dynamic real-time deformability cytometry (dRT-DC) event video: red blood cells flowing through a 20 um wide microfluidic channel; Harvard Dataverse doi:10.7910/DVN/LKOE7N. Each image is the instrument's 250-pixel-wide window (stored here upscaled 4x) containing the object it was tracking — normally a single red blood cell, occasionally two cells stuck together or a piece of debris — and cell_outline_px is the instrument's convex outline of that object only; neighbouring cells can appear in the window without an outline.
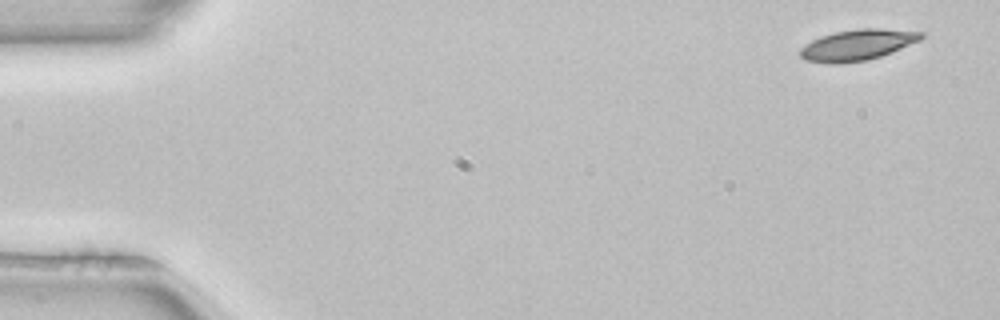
{"species": "common noctule bat (a hibernating species)", "species_latin": "Nyctalus noctula", "temperature_condition": "room temperature", "stored_images_in_passage": 4, "camera_frame_rate_fps": 3000, "um_per_image_px": 0.085, "animal": {"sex": "female", "body_mass_g": 22.7, "forearm_length_mm": 54.2}, "frame": {"image": 1, "passage_image": 1, "time_ms": 0.0, "image_size_px": [1000, 320], "cell_outline_px": [[924, 36], [920, 40], [880, 56], [868, 60], [840, 64], [828, 64], [804, 60], [800, 56], [800, 48], [812, 40], [820, 36], [836, 32], [860, 28], [880, 28], [924, 32]], "centroid_in_image_um": [72.85, 3.82], "position_along_channel_um": 12.2, "area_um2": 21.79}}
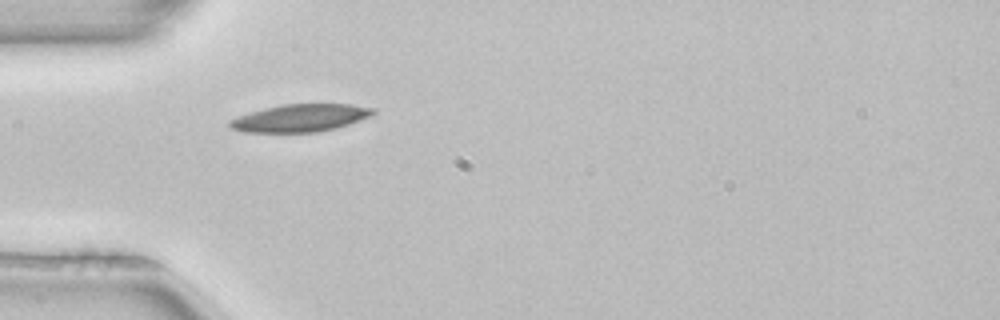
{"frame": {"image": 2, "passage_image": 4, "time_ms": 1.0, "image_size_px": [1000, 320], "cell_outline_px": [[376, 112], [372, 116], [336, 128], [320, 132], [244, 132], [232, 128], [228, 124], [228, 120], [264, 108], [284, 104], [352, 104], [376, 108]], "centroid_in_image_um": [25.58, 10.02], "position_along_channel_um": 59.4, "area_um2": 23.0}}